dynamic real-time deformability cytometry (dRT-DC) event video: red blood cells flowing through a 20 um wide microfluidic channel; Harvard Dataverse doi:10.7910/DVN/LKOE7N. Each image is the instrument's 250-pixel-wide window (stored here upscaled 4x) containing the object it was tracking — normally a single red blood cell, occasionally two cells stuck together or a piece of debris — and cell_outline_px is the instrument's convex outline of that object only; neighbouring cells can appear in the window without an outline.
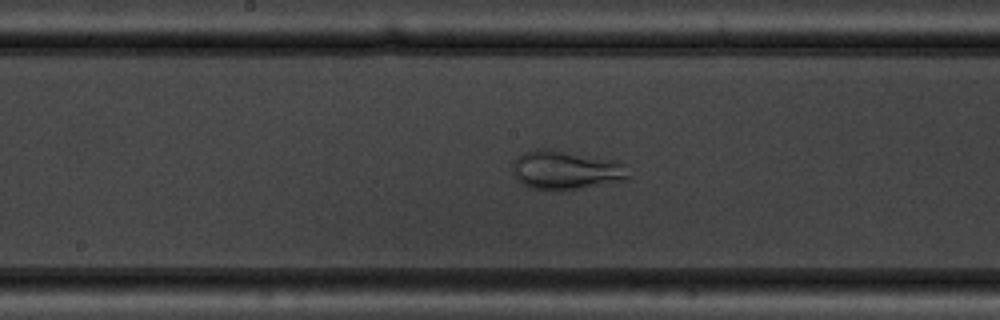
{"species": "common noctule bat (a hibernating species)", "species_latin": "Nyctalus noctula", "temperature_condition": "warm", "stored_images_in_passage": 50, "camera_frame_rate_fps": 3000, "um_per_image_px": 0.085, "animal": {"sex": "male", "body_mass_g": 19.5, "forearm_length_mm": 54.6}, "frame": {"image": 1, "passage_image": 28, "time_ms": 9.0, "image_size_px": [1000, 320], "cell_outline_px": [[628, 180], [564, 192], [556, 192], [532, 188], [524, 184], [512, 172], [512, 164], [516, 156], [524, 152], [536, 148], [556, 148], [616, 160], [620, 164], [628, 176]], "centroid_in_image_um": [48.06, 14.45], "position_along_channel_um": 200.1, "area_um2": 27.05}}
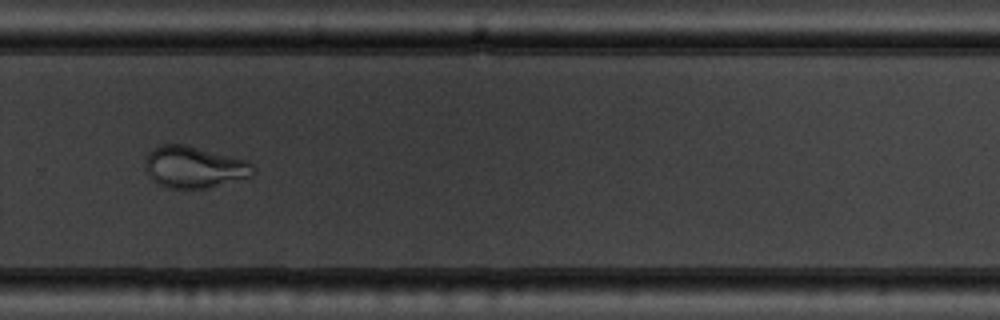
{"frame": {"image": 2, "passage_image": 37, "time_ms": 12.0, "image_size_px": [1000, 320], "cell_outline_px": [[256, 168], [252, 176], [208, 188], [168, 188], [152, 180], [148, 176], [144, 168], [144, 160], [148, 152], [152, 148], [164, 144], [184, 144], [248, 160]], "centroid_in_image_um": [16.48, 14.2], "position_along_channel_um": 313.3, "area_um2": 26.47}}
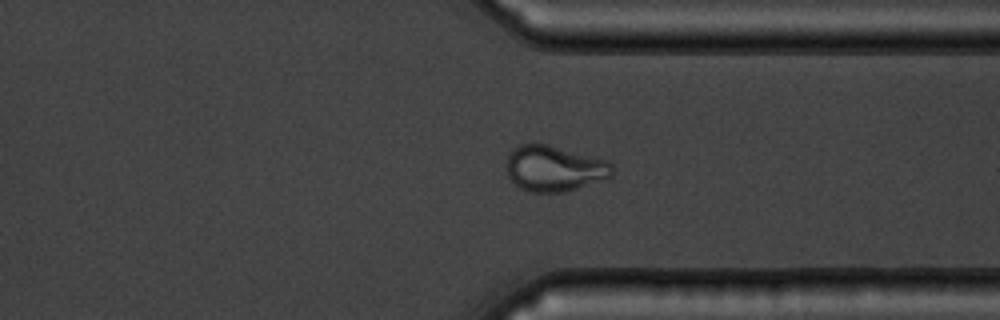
{"frame": {"image": 3, "passage_image": 41, "time_ms": 13.333, "image_size_px": [1000, 320], "cell_outline_px": [[612, 176], [608, 180], [564, 192], [532, 192], [520, 188], [508, 176], [504, 164], [508, 152], [512, 148], [520, 144], [548, 144], [608, 160], [612, 164]], "centroid_in_image_um": [47.11, 14.32], "position_along_channel_um": 364.3, "area_um2": 28.78}}